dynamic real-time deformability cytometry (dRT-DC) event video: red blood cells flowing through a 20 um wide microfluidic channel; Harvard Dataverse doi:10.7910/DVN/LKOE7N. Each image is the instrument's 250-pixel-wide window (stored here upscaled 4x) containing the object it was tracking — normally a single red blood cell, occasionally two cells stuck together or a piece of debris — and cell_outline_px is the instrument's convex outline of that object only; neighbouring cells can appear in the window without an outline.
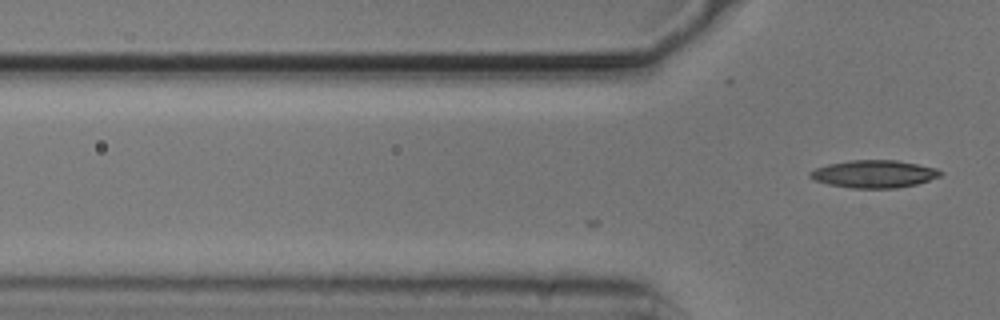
{"species": "common noctule bat (a hibernating species)", "species_latin": "Nyctalus noctula", "temperature_condition": "cold", "stored_images_in_passage": 5, "camera_frame_rate_fps": 3000, "um_per_image_px": 0.085, "animal": {"sex": "male", "body_mass_g": 20.5, "forearm_length_mm": 52.5}, "frame": {"image": 1, "passage_image": 5, "time_ms": 1.333, "image_size_px": [1000, 320], "cell_outline_px": [[944, 172], [940, 176], [916, 184], [896, 188], [852, 188], [828, 184], [816, 180], [808, 176], [808, 172], [816, 168], [828, 164], [848, 160], [896, 160], [936, 168]], "centroid_in_image_um": [74.28, 14.78], "position_along_channel_um": 51.5, "area_um2": 20.87}}